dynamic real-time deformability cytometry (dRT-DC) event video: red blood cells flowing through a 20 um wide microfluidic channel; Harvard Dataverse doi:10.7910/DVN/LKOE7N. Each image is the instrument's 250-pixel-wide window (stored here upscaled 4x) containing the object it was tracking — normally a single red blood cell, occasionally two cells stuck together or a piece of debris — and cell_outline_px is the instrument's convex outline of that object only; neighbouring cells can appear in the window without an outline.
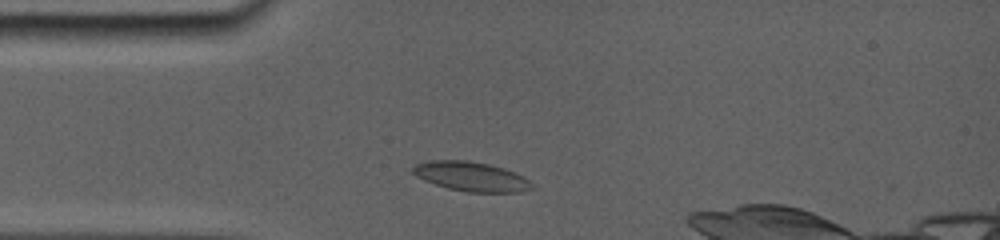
{"species": "common noctule bat (a hibernating species)", "species_latin": "Nyctalus noctula", "temperature_condition": "room temperature", "stored_images_in_passage": 31, "camera_frame_rate_fps": 5000, "um_per_image_px": 0.085, "animal": {"sex": "female", "body_mass_g": 19.0, "forearm_length_mm": 56.7}, "frame": {"image": 1, "passage_image": 4, "time_ms": 1.0, "image_size_px": [1000, 240], "cell_outline_px": [[536, 188], [524, 192], [468, 192], [448, 188], [424, 180], [416, 176], [412, 172], [412, 168], [416, 164], [432, 160], [464, 160], [488, 164], [504, 168], [524, 176], [536, 184]], "centroid_in_image_um": [40.13, 15.01], "position_along_channel_um": 44.9, "area_um2": 20.58}}
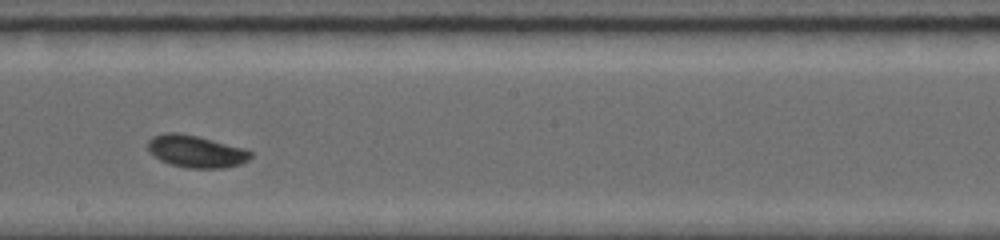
{"frame": {"image": 2, "passage_image": 19, "time_ms": 6.2, "image_size_px": [1000, 240], "cell_outline_px": [[252, 156], [248, 160], [240, 164], [224, 168], [188, 168], [172, 164], [160, 160], [148, 148], [148, 140], [152, 136], [164, 132], [176, 132], [196, 136], [244, 148], [252, 152]], "centroid_in_image_um": [16.67, 12.86], "position_along_channel_um": 231.5, "area_um2": 19.07}}
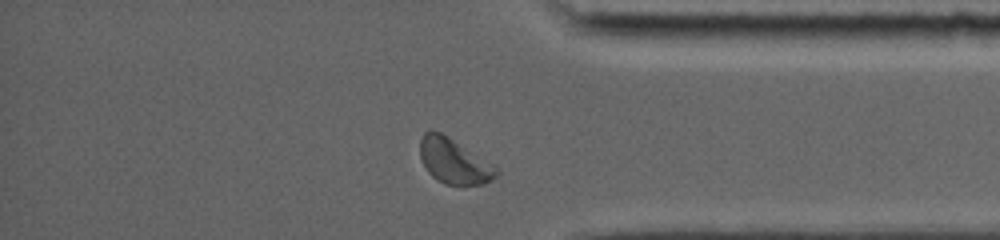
{"frame": {"image": 3, "passage_image": 30, "time_ms": 10.6, "image_size_px": [1000, 240], "cell_outline_px": [[500, 176], [484, 184], [444, 184], [436, 180], [428, 172], [420, 156], [420, 140], [424, 132], [432, 128], [440, 132], [492, 164], [496, 168]], "centroid_in_image_um": [38.56, 13.7], "position_along_channel_um": 396.6, "area_um2": 19.83}, "authors_computed_cell_mechanics": {"area_um2": 18.9584, "velocity_mm_per_s": 3.8124, "shape_relaxation_time_tau1_ms": 3.6127, "shape_relaxation_time_tau2_ms": 1.9893, "deformation_change_tau1": 0.1032, "deformation_change_tau2": 0.047}}